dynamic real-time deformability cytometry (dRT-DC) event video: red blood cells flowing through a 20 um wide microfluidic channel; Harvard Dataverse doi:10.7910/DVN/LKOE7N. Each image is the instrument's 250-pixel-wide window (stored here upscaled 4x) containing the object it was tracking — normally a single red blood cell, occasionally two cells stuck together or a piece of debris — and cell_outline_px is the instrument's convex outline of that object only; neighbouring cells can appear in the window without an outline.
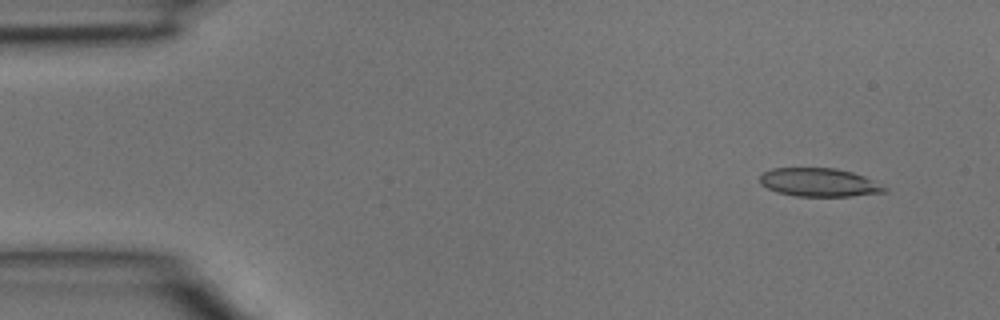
{"species": "common noctule bat (a hibernating species)", "species_latin": "Nyctalus noctula", "temperature_condition": "room temperature", "stored_images_in_passage": 5, "camera_frame_rate_fps": 3000, "um_per_image_px": 0.085, "animal": {"sex": "male", "body_mass_g": 15.6}, "frame": {"image": 1, "passage_image": 1, "time_ms": 0.0, "image_size_px": [1000, 320], "cell_outline_px": [[888, 192], [852, 196], [796, 196], [776, 192], [760, 184], [760, 176], [764, 172], [772, 168], [836, 168], [852, 172], [864, 176], [888, 188]], "centroid_in_image_um": [69.64, 15.51], "position_along_channel_um": 15.4, "area_um2": 20.69}}
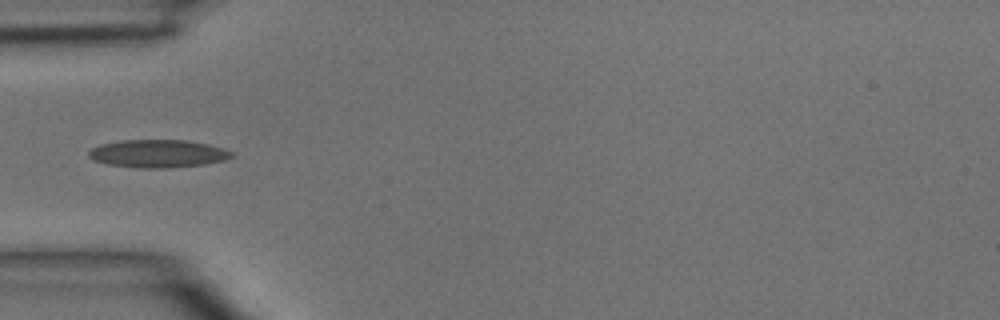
{"frame": {"image": 2, "passage_image": 4, "time_ms": 1.0, "image_size_px": [1000, 320], "cell_outline_px": [[236, 156], [224, 160], [204, 164], [168, 168], [136, 168], [108, 164], [96, 160], [88, 156], [88, 152], [92, 148], [100, 144], [120, 140], [188, 140], [208, 144], [224, 148], [232, 152]], "centroid_in_image_um": [13.45, 13.05], "position_along_channel_um": 71.6, "area_um2": 23.29}}